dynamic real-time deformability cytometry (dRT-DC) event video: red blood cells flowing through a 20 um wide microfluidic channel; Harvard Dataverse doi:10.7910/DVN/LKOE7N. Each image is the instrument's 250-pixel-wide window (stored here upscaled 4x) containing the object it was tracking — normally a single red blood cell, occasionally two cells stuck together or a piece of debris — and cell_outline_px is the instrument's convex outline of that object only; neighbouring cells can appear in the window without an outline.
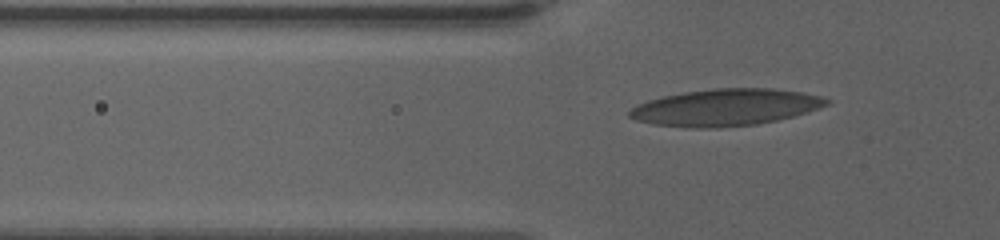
{"species": "human", "species_latin": "Homo sapiens", "temperature_condition": "warm", "stored_images_in_passage": 52, "camera_frame_rate_fps": 3000, "um_per_image_px": 0.085, "donor": {"sex": "female"}, "frame": {"image": 1, "passage_image": 13, "time_ms": 4.0, "image_size_px": [1000, 240], "cell_outline_px": [[832, 100], [828, 104], [792, 116], [776, 120], [756, 124], [720, 128], [684, 128], [652, 124], [636, 120], [628, 116], [628, 112], [636, 104], [648, 100], [664, 96], [684, 92], [712, 88], [772, 88], [804, 92], [820, 96]], "centroid_in_image_um": [61.62, 9.13], "position_along_channel_um": 64.2, "area_um2": 42.43}}
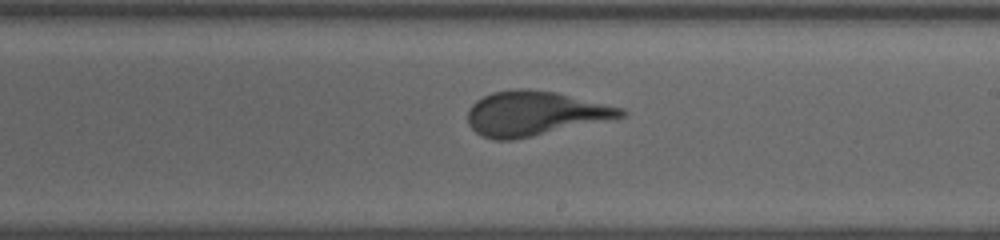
{"frame": {"image": 2, "passage_image": 29, "time_ms": 9.333, "image_size_px": [1000, 240], "cell_outline_px": [[628, 112], [624, 116], [532, 136], [512, 140], [496, 140], [484, 136], [476, 132], [468, 124], [468, 108], [476, 100], [492, 92], [520, 88], [524, 88], [556, 92], [624, 108]], "centroid_in_image_um": [45.42, 9.63], "position_along_channel_um": 243.6, "area_um2": 39.3}}
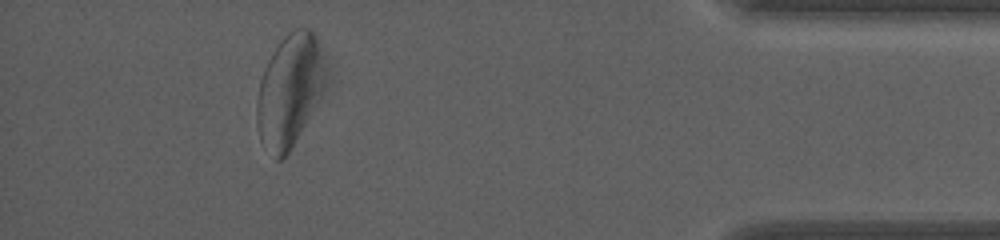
{"frame": {"image": 3, "passage_image": 47, "time_ms": 15.333, "image_size_px": [1000, 240], "cell_outline_px": [[316, 60], [312, 92], [304, 124], [288, 152], [280, 160], [276, 160], [260, 140], [256, 124], [256, 100], [260, 80], [268, 60], [272, 52], [284, 36], [288, 32], [296, 28], [308, 28], [312, 32], [316, 40]], "centroid_in_image_um": [24.32, 7.76], "position_along_channel_um": 410.9, "area_um2": 40.06}, "authors_computed_cell_mechanics": {"area_um2": 40.4889, "velocity_mm_per_s": 3.4942, "shape_relaxation_time_tau1_ms": 6.2512, "shape_relaxation_time_tau2_ms": null, "deformation_change_tau1": 0.2284, "deformation_change_tau2": null}}